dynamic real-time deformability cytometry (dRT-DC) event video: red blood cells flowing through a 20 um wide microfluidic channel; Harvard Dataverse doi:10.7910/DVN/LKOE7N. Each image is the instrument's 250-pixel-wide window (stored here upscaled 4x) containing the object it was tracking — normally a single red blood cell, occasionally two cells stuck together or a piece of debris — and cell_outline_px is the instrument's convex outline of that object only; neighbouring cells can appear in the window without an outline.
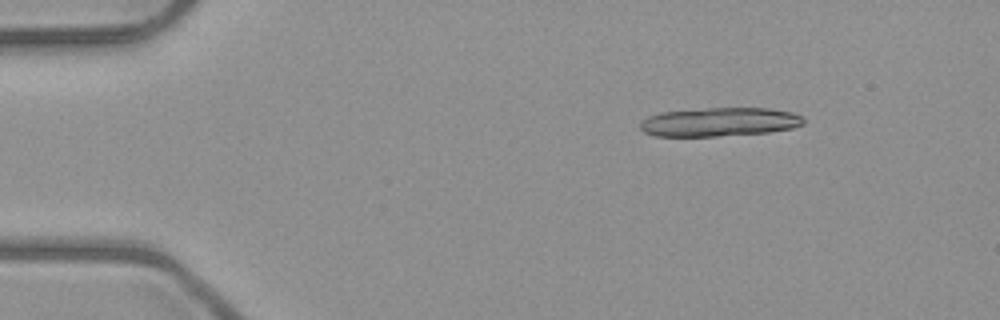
{"species": "common noctule bat (a hibernating species)", "species_latin": "Nyctalus noctula", "temperature_condition": "room temperature", "stored_images_in_passage": 3, "camera_frame_rate_fps": 3000, "um_per_image_px": 0.085, "animal": {"sex": "male", "body_mass_g": 23.1, "forearm_length_mm": 52.7}, "frame": {"image": 1, "passage_image": 1, "time_ms": 0.0, "image_size_px": [1000, 320], "cell_outline_px": [[804, 124], [792, 128], [768, 132], [716, 136], [656, 136], [644, 132], [640, 128], [640, 124], [648, 116], [660, 112], [708, 108], [768, 108], [792, 112], [800, 116], [804, 120]], "centroid_in_image_um": [61.15, 10.36], "position_along_channel_um": 23.9, "area_um2": 27.28}}